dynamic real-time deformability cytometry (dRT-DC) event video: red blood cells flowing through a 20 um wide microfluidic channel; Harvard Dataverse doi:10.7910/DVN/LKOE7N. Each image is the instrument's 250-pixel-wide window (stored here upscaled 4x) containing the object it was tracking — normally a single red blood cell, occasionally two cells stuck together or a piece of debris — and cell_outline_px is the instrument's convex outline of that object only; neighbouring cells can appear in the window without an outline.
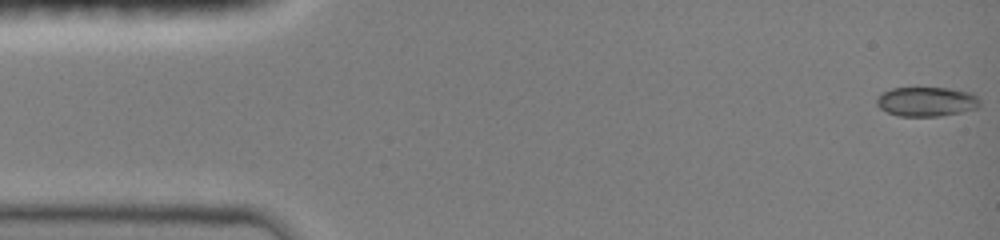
{"species": "common noctule bat (a hibernating species)", "species_latin": "Nyctalus noctula", "temperature_condition": "room temperature", "stored_images_in_passage": 48, "camera_frame_rate_fps": 3000, "um_per_image_px": 0.085, "animal": {"sex": "female", "body_mass_g": 19.0, "forearm_length_mm": 51.5}, "frame": {"image": 1, "passage_image": 1, "time_ms": 0.0, "image_size_px": [1000, 240], "cell_outline_px": [[980, 104], [976, 108], [960, 112], [940, 116], [900, 116], [888, 112], [880, 108], [876, 104], [876, 100], [880, 92], [892, 88], [948, 88], [972, 92], [980, 100]], "centroid_in_image_um": [78.74, 8.63], "position_along_channel_um": 6.3, "area_um2": 17.74}}
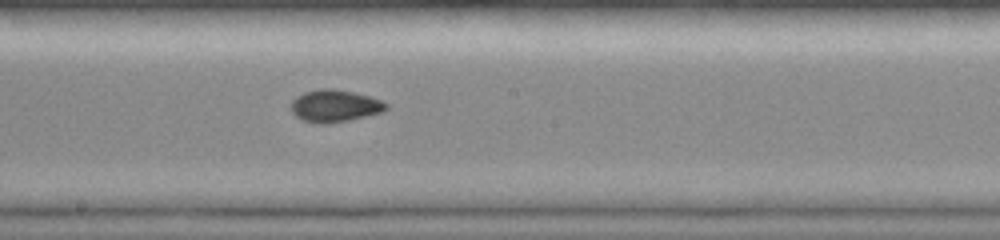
{"frame": {"image": 2, "passage_image": 26, "time_ms": 8.333, "image_size_px": [1000, 240], "cell_outline_px": [[388, 108], [384, 112], [348, 120], [328, 124], [320, 124], [300, 120], [292, 112], [292, 100], [296, 96], [304, 92], [320, 88], [332, 88], [352, 92], [368, 96], [380, 100], [388, 104]], "centroid_in_image_um": [28.44, 9.01], "position_along_channel_um": 219.8, "area_um2": 17.92}}
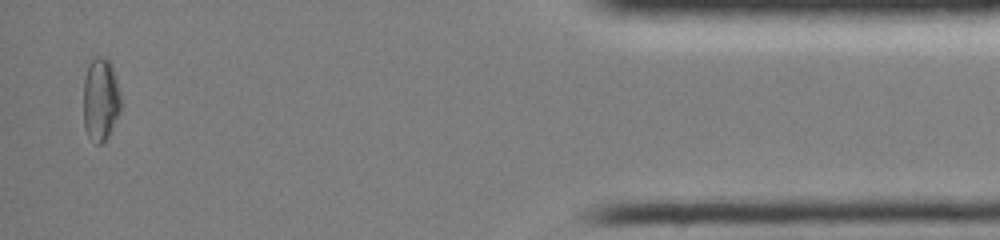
{"frame": {"image": 3, "passage_image": 46, "time_ms": 15.0, "image_size_px": [1000, 240], "cell_outline_px": [[124, 104], [108, 136], [100, 144], [96, 144], [88, 136], [84, 128], [84, 80], [88, 64], [92, 56], [104, 56], [112, 64]], "centroid_in_image_um": [8.58, 8.42], "position_along_channel_um": 426.6, "area_um2": 18.61}, "authors_computed_cell_mechanics": {"area_um2": 17.1666, "velocity_mm_per_s": 4.0447, "shape_relaxation_time_tau1_ms": null, "shape_relaxation_time_tau2_ms": 0.6916, "deformation_change_tau1": null, "deformation_change_tau2": 0.0363}}